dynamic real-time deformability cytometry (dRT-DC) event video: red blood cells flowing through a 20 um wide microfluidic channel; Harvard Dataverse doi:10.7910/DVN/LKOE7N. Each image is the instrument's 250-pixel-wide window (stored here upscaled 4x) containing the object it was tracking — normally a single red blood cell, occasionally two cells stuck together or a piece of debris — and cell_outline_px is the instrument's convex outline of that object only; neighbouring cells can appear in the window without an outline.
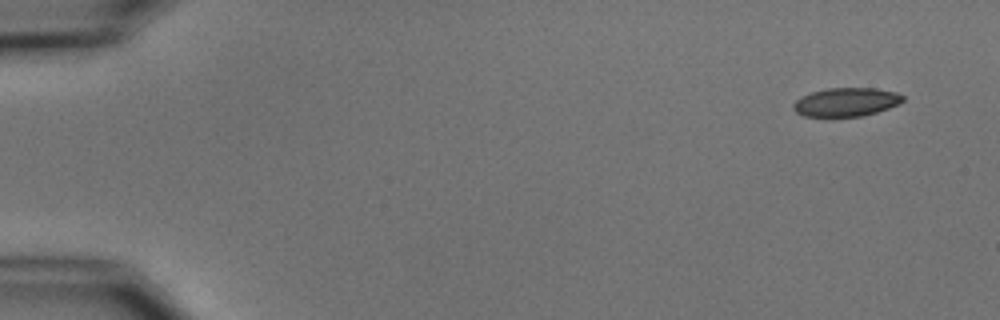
{"species": "common noctule bat (a hibernating species)", "species_latin": "Nyctalus noctula", "temperature_condition": "cold", "stored_images_in_passage": 8, "camera_frame_rate_fps": 3000, "um_per_image_px": 0.085, "animal": {"sex": "male", "body_mass_g": 15.6}, "frame": {"image": 1, "passage_image": 1, "time_ms": 0.0, "image_size_px": [1000, 320], "cell_outline_px": [[904, 100], [888, 108], [876, 112], [860, 116], [804, 116], [796, 112], [792, 108], [792, 104], [800, 96], [812, 92], [828, 88], [876, 88], [896, 92], [904, 96]], "centroid_in_image_um": [71.89, 8.66], "position_along_channel_um": 13.1, "area_um2": 18.15}}
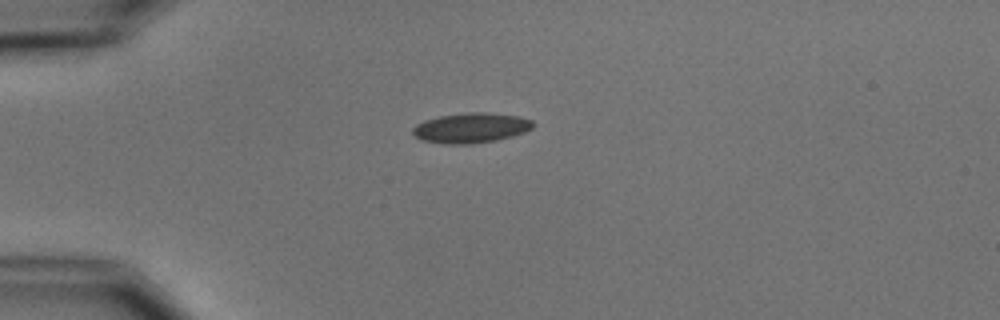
{"frame": {"image": 2, "passage_image": 4, "time_ms": 3.667, "image_size_px": [1000, 320], "cell_outline_px": [[536, 124], [532, 128], [524, 132], [512, 136], [496, 140], [472, 144], [444, 144], [420, 140], [412, 132], [412, 128], [416, 124], [424, 120], [440, 116], [468, 112], [484, 112], [516, 116], [532, 120]], "centroid_in_image_um": [40.01, 10.88], "position_along_channel_um": 45.0, "area_um2": 21.1}}
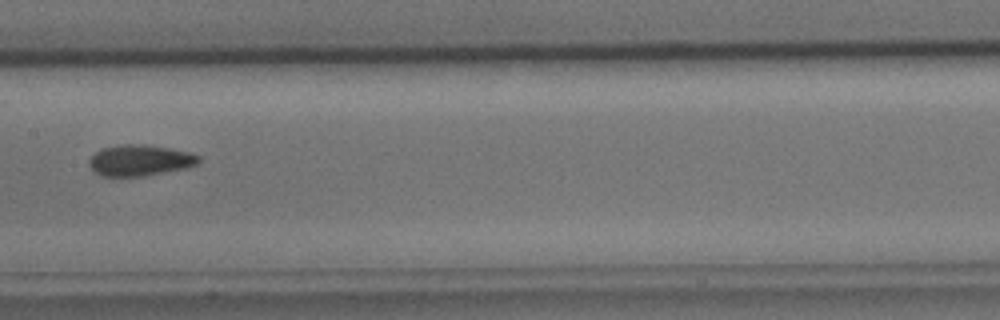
{"frame": {"image": 3, "passage_image": 8, "time_ms": 8.333, "image_size_px": [1000, 320], "cell_outline_px": [[200, 164], [188, 168], [144, 176], [100, 176], [88, 164], [88, 160], [96, 152], [104, 148], [120, 144], [144, 144], [168, 148], [188, 152], [200, 156]], "centroid_in_image_um": [11.92, 13.63], "position_along_channel_um": 195.5, "area_um2": 19.88}}